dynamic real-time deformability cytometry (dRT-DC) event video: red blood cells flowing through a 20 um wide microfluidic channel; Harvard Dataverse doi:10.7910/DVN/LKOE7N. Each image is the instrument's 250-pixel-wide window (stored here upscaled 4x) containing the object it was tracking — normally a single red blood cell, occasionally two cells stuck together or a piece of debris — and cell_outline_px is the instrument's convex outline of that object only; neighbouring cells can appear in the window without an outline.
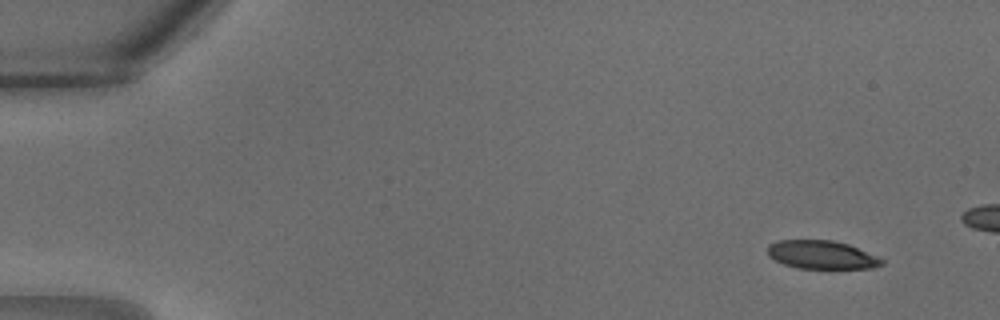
{"species": "common noctule bat (a hibernating species)", "species_latin": "Nyctalus noctula", "temperature_condition": "warm", "stored_images_in_passage": 10, "camera_frame_rate_fps": 3000, "um_per_image_px": 0.085, "animal": {"sex": "male", "body_mass_g": 18.8}, "frame": {"image": 1, "passage_image": 2, "time_ms": 0.333, "image_size_px": [1000, 320], "cell_outline_px": [[884, 264], [872, 268], [796, 268], [784, 264], [768, 256], [768, 244], [776, 240], [832, 240], [848, 244], [876, 256], [884, 260]], "centroid_in_image_um": [69.81, 21.65], "position_along_channel_um": 15.2, "area_um2": 18.79}}